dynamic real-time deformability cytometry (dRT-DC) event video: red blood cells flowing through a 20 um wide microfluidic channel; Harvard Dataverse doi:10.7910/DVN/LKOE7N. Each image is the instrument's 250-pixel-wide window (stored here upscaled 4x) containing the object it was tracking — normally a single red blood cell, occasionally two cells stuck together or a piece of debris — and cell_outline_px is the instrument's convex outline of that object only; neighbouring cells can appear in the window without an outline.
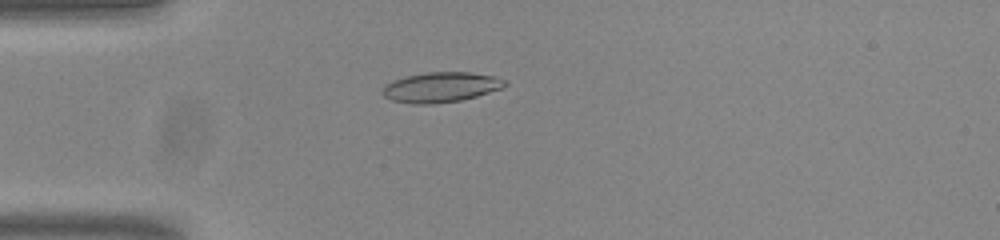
{"species": "common noctule bat (a hibernating species)", "species_latin": "Nyctalus noctula", "temperature_condition": "room temperature", "stored_images_in_passage": 54, "camera_frame_rate_fps": 3000, "um_per_image_px": 0.085, "animal": {"sex": "male", "body_mass_g": 20.0, "forearm_length_mm": 53.3}, "frame": {"image": 1, "passage_image": 15, "time_ms": 4.667, "image_size_px": [1000, 240], "cell_outline_px": [[508, 84], [500, 88], [476, 96], [460, 100], [428, 104], [412, 104], [392, 100], [384, 96], [380, 92], [384, 84], [392, 80], [404, 76], [424, 72], [468, 72], [496, 76], [508, 80]], "centroid_in_image_um": [37.43, 7.39], "position_along_channel_um": 47.6, "area_um2": 21.62}}
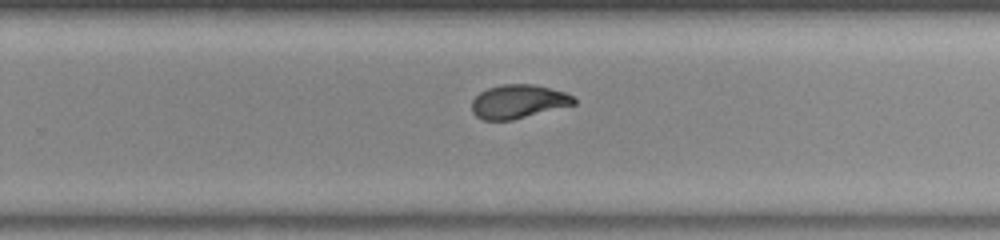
{"frame": {"image": 2, "passage_image": 35, "time_ms": 11.333, "image_size_px": [1000, 240], "cell_outline_px": [[576, 104], [512, 120], [484, 120], [476, 116], [472, 112], [472, 100], [480, 92], [488, 88], [504, 84], [532, 84], [564, 92], [572, 96], [576, 100]], "centroid_in_image_um": [44.04, 8.64], "position_along_channel_um": 285.8, "area_um2": 19.88}}
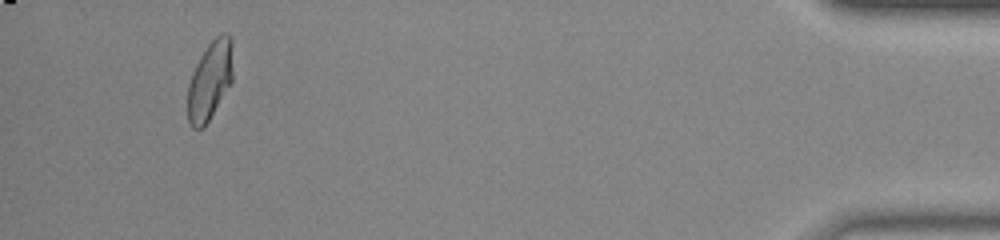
{"frame": {"image": 3, "passage_image": 51, "time_ms": 16.667, "image_size_px": [1000, 240], "cell_outline_px": [[232, 80], [204, 128], [192, 128], [188, 120], [188, 84], [196, 64], [200, 56], [208, 44], [220, 32], [228, 32], [232, 40]], "centroid_in_image_um": [17.84, 6.8], "position_along_channel_um": 417.4, "area_um2": 20.63}, "authors_computed_cell_mechanics": {"area_um2": 20.6924, "velocity_mm_per_s": 3.8181, "shape_relaxation_time_tau1_ms": null, "shape_relaxation_time_tau2_ms": 1.2654, "deformation_change_tau1": null, "deformation_change_tau2": 0.0567}}